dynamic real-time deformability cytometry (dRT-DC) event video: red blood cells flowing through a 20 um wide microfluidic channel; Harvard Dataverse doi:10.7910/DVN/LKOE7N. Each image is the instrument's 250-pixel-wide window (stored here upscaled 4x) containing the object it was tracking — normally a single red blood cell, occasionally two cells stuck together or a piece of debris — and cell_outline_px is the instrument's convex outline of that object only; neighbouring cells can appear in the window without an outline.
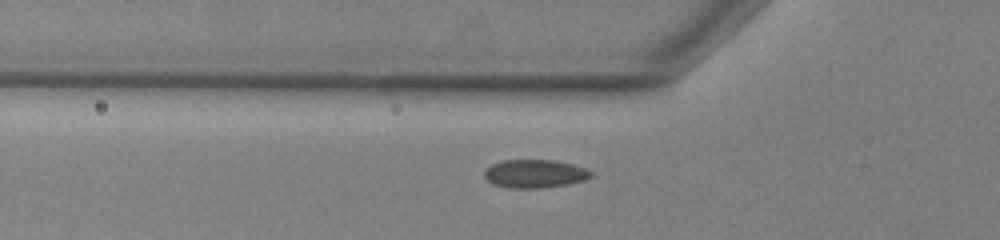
{"species": "common noctule bat (a hibernating species)", "species_latin": "Nyctalus noctula", "temperature_condition": "warm", "stored_images_in_passage": 38, "camera_frame_rate_fps": 3000, "um_per_image_px": 0.085, "animal": {"sex": "male", "body_mass_g": 13.0, "forearm_length_mm": 53.1}, "frame": {"image": 1, "passage_image": 3, "time_ms": 0.667, "image_size_px": [1000, 240], "cell_outline_px": [[592, 176], [584, 180], [568, 184], [540, 188], [508, 188], [492, 184], [484, 176], [484, 168], [500, 160], [556, 160], [572, 164], [584, 168], [592, 172]], "centroid_in_image_um": [45.41, 14.76], "position_along_channel_um": 80.4, "area_um2": 17.69}}
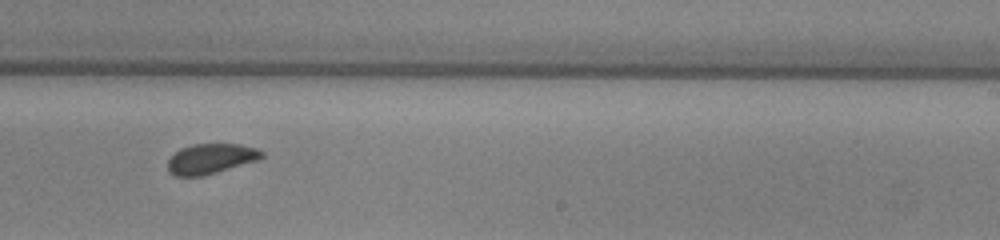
{"frame": {"image": 2, "passage_image": 18, "time_ms": 5.667, "image_size_px": [1000, 240], "cell_outline_px": [[264, 156], [260, 160], [216, 172], [200, 176], [176, 176], [168, 172], [168, 160], [180, 148], [192, 144], [240, 144], [256, 148], [264, 152]], "centroid_in_image_um": [17.94, 13.49], "position_along_channel_um": 271.1, "area_um2": 16.53}}
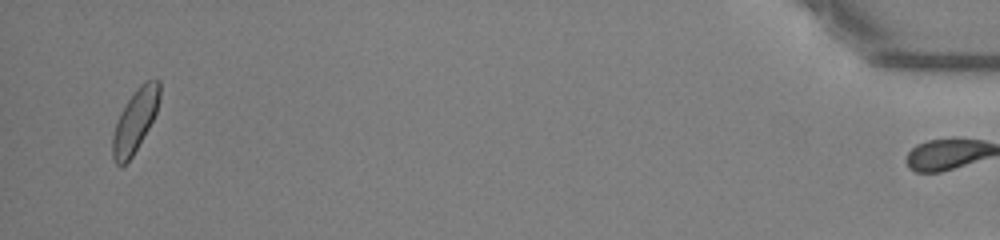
{"frame": {"image": 3, "passage_image": 37, "time_ms": 12.0, "image_size_px": [1000, 240], "cell_outline_px": [[160, 96], [156, 112], [148, 128], [132, 156], [120, 168], [112, 160], [112, 136], [120, 112], [136, 88], [144, 80], [160, 80]], "centroid_in_image_um": [11.46, 10.26], "position_along_channel_um": 423.7, "area_um2": 17.05}, "authors_computed_cell_mechanics": {"area_um2": 17.2822, "velocity_mm_per_s": 3.8151, "shape_relaxation_time_tau1_ms": 2.44, "shape_relaxation_time_tau2_ms": 0.6541, "deformation_change_tau1": 0.0559, "deformation_change_tau2": 0.0388}}